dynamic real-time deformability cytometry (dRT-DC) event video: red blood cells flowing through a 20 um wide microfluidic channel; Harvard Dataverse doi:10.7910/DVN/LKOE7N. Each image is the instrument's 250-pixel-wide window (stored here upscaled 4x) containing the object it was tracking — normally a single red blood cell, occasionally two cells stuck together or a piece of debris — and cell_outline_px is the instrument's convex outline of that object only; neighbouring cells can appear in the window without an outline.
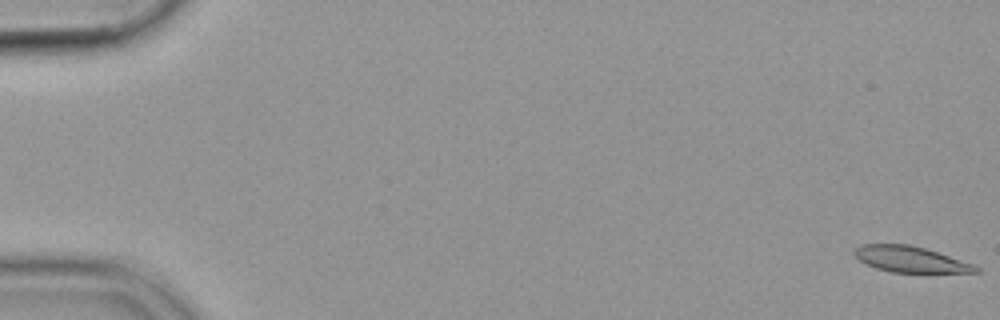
{"species": "common noctule bat (a hibernating species)", "species_latin": "Nyctalus noctula", "temperature_condition": "cold", "stored_images_in_passage": 56, "camera_frame_rate_fps": 3000, "um_per_image_px": 0.085, "animal": {"sex": "female", "body_mass_g": 19.9}, "frame": {"image": 1, "passage_image": 1, "time_ms": 0.0, "image_size_px": [1000, 320], "cell_outline_px": [[980, 272], [892, 272], [876, 268], [860, 260], [852, 252], [860, 244], [908, 244], [924, 248], [972, 264], [980, 268]], "centroid_in_image_um": [77.34, 22.03], "position_along_channel_um": 7.7, "area_um2": 17.92}}
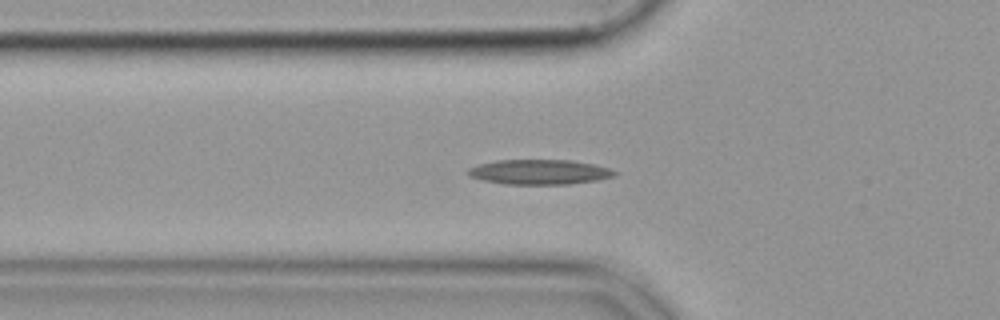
{"frame": {"image": 2, "passage_image": 20, "time_ms": 6.333, "image_size_px": [1000, 320], "cell_outline_px": [[616, 172], [612, 176], [596, 180], [568, 184], [504, 184], [484, 180], [468, 176], [464, 172], [468, 168], [480, 164], [496, 160], [568, 160], [592, 164], [608, 168]], "centroid_in_image_um": [45.76, 14.62], "position_along_channel_um": 80.0, "area_um2": 21.04}}
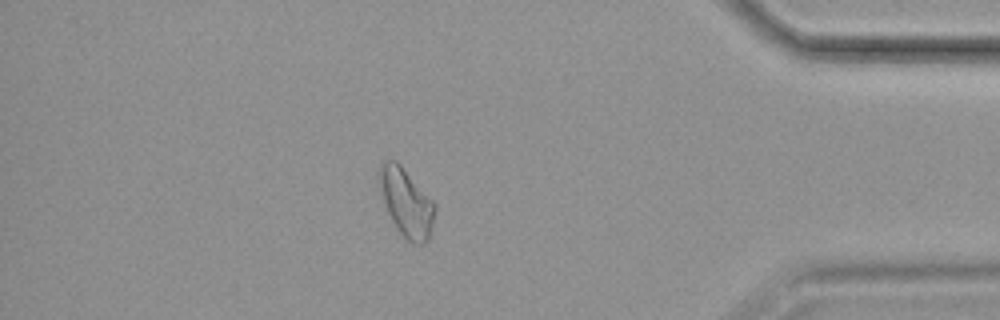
{"frame": {"image": 3, "passage_image": 49, "time_ms": 16.0, "image_size_px": [1000, 320], "cell_outline_px": [[436, 208], [428, 240], [424, 244], [412, 244], [396, 228], [380, 196], [376, 180], [376, 172], [380, 160], [396, 160], [400, 164], [436, 204]], "centroid_in_image_um": [34.46, 17.15], "position_along_channel_um": 400.7, "area_um2": 22.48}}